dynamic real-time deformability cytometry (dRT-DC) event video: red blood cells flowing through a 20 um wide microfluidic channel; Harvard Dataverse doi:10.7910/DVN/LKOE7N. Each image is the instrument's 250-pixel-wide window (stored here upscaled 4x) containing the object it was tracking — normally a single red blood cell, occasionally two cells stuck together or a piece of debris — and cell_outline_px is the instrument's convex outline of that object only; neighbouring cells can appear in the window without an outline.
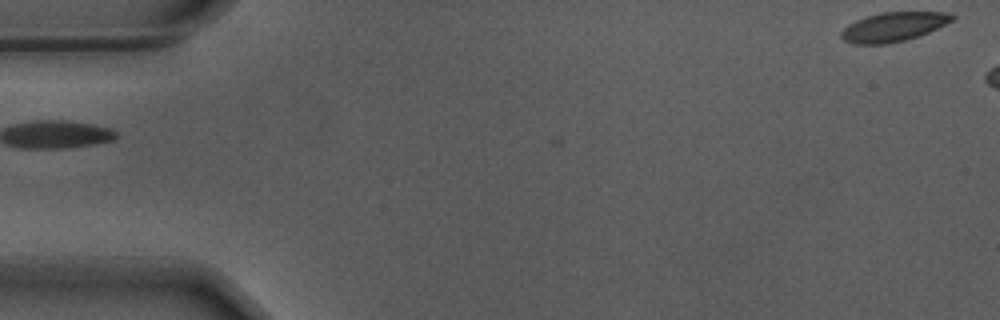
{"species": "Egyptian fruit bat (a non-hibernating species)", "species_latin": "Rousettus aegyptiacus", "temperature_condition": "warm", "stored_images_in_passage": 6, "camera_frame_rate_fps": 3000, "um_per_image_px": 0.085, "animal": {"sex": "male"}, "frame": {"image": 1, "passage_image": 6, "time_ms": 1.667, "image_size_px": [1000, 320], "cell_outline_px": [[956, 16], [952, 20], [928, 32], [904, 40], [888, 44], [856, 44], [844, 40], [840, 36], [840, 32], [848, 24], [856, 20], [880, 12], [948, 12]], "centroid_in_image_um": [75.91, 2.28], "position_along_channel_um": 9.1, "area_um2": 18.67}}